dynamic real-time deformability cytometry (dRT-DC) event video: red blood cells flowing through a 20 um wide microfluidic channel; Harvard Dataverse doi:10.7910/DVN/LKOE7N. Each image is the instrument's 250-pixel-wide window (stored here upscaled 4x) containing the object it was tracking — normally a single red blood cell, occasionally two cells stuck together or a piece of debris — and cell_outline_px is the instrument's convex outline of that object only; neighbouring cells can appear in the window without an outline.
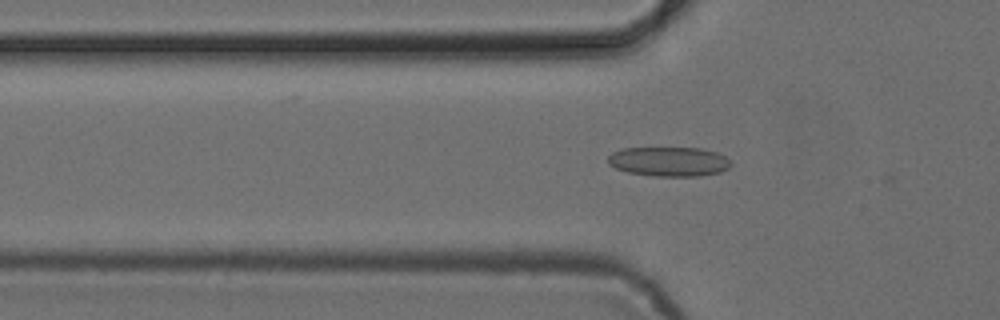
{"species": "common noctule bat (a hibernating species)", "species_latin": "Nyctalus noctula", "temperature_condition": "cold", "stored_images_in_passage": 18, "camera_frame_rate_fps": 3000, "um_per_image_px": 0.085, "animal": {"sex": "female", "body_mass_g": 24.6, "forearm_length_mm": 56.2}, "frame": {"image": 1, "passage_image": 17, "time_ms": 5.333, "image_size_px": [1000, 320], "cell_outline_px": [[732, 164], [728, 168], [720, 172], [700, 176], [652, 176], [628, 172], [616, 168], [608, 164], [608, 156], [612, 152], [624, 148], [700, 148], [716, 152], [724, 156]], "centroid_in_image_um": [56.85, 13.73], "position_along_channel_um": 69.0, "area_um2": 21.1}}